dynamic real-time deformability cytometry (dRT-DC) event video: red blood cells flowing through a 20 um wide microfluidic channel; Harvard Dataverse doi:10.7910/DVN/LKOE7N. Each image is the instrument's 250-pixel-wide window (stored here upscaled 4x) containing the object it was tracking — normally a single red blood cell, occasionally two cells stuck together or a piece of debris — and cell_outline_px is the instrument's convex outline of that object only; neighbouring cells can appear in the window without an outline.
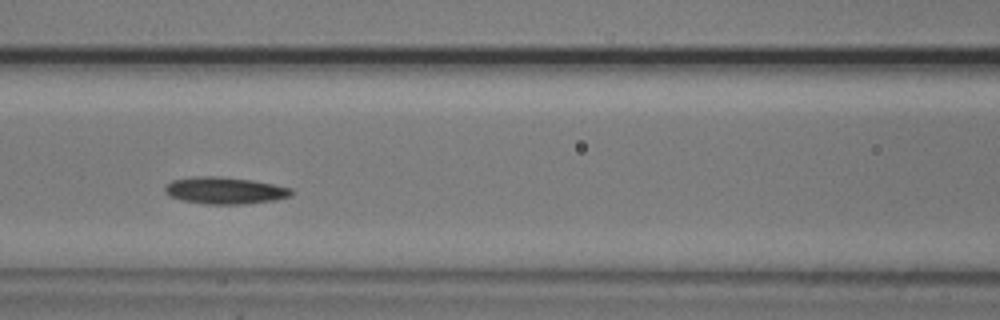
{"species": "common noctule bat (a hibernating species)", "species_latin": "Nyctalus noctula", "temperature_condition": "cold", "stored_images_in_passage": 7, "camera_frame_rate_fps": 3000, "um_per_image_px": 0.085, "animal": {"sex": "male", "body_mass_g": 20.5, "forearm_length_mm": 52.5}, "frame": {"image": 1, "passage_image": 4, "time_ms": 3.333, "image_size_px": [1000, 320], "cell_outline_px": [[292, 196], [276, 200], [244, 204], [204, 204], [180, 200], [168, 196], [164, 192], [164, 184], [172, 180], [192, 176], [220, 176], [252, 180], [292, 188]], "centroid_in_image_um": [19.06, 16.19], "position_along_channel_um": 147.5, "area_um2": 20.17}}